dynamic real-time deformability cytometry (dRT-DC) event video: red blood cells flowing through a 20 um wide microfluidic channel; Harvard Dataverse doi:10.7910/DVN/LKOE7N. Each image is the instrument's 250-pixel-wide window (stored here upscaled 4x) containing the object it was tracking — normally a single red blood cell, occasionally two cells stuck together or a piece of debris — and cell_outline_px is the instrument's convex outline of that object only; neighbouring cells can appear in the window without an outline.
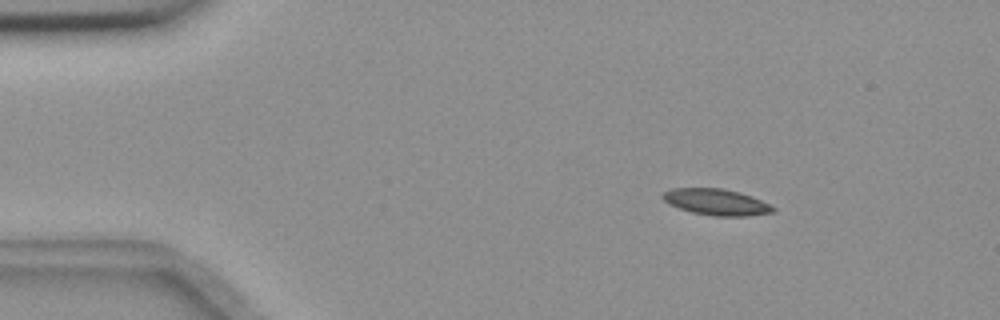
{"species": "common noctule bat (a hibernating species)", "species_latin": "Nyctalus noctula", "temperature_condition": "room temperature", "stored_images_in_passage": 4, "camera_frame_rate_fps": 3000, "um_per_image_px": 0.085, "animal": {"sex": "female", "body_mass_g": 18.4}, "frame": {"image": 1, "passage_image": 1, "time_ms": 0.0, "image_size_px": [1000, 320], "cell_outline_px": [[776, 212], [748, 216], [712, 216], [692, 212], [668, 204], [660, 196], [664, 192], [672, 188], [724, 188], [760, 200], [776, 208]], "centroid_in_image_um": [60.86, 17.18], "position_along_channel_um": 24.1, "area_um2": 16.76}}